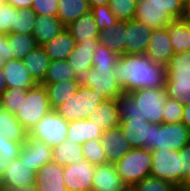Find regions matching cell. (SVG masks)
I'll return each mask as SVG.
<instances>
[{
    "label": "cell",
    "instance_id": "obj_29",
    "mask_svg": "<svg viewBox=\"0 0 190 191\" xmlns=\"http://www.w3.org/2000/svg\"><path fill=\"white\" fill-rule=\"evenodd\" d=\"M22 61L29 74L40 84L44 80L51 62L43 47L37 46L34 50H31Z\"/></svg>",
    "mask_w": 190,
    "mask_h": 191
},
{
    "label": "cell",
    "instance_id": "obj_27",
    "mask_svg": "<svg viewBox=\"0 0 190 191\" xmlns=\"http://www.w3.org/2000/svg\"><path fill=\"white\" fill-rule=\"evenodd\" d=\"M42 85H44L47 90L49 104L51 109L54 110L77 92L81 85V80L69 79Z\"/></svg>",
    "mask_w": 190,
    "mask_h": 191
},
{
    "label": "cell",
    "instance_id": "obj_4",
    "mask_svg": "<svg viewBox=\"0 0 190 191\" xmlns=\"http://www.w3.org/2000/svg\"><path fill=\"white\" fill-rule=\"evenodd\" d=\"M151 151L152 167L150 175L167 180L181 188L187 177V163L183 159V154L173 149Z\"/></svg>",
    "mask_w": 190,
    "mask_h": 191
},
{
    "label": "cell",
    "instance_id": "obj_49",
    "mask_svg": "<svg viewBox=\"0 0 190 191\" xmlns=\"http://www.w3.org/2000/svg\"><path fill=\"white\" fill-rule=\"evenodd\" d=\"M10 60V45H8V34H0V67Z\"/></svg>",
    "mask_w": 190,
    "mask_h": 191
},
{
    "label": "cell",
    "instance_id": "obj_3",
    "mask_svg": "<svg viewBox=\"0 0 190 191\" xmlns=\"http://www.w3.org/2000/svg\"><path fill=\"white\" fill-rule=\"evenodd\" d=\"M167 96L190 104V52L174 54L165 64Z\"/></svg>",
    "mask_w": 190,
    "mask_h": 191
},
{
    "label": "cell",
    "instance_id": "obj_42",
    "mask_svg": "<svg viewBox=\"0 0 190 191\" xmlns=\"http://www.w3.org/2000/svg\"><path fill=\"white\" fill-rule=\"evenodd\" d=\"M109 8L117 20H133L136 15L137 0H110Z\"/></svg>",
    "mask_w": 190,
    "mask_h": 191
},
{
    "label": "cell",
    "instance_id": "obj_26",
    "mask_svg": "<svg viewBox=\"0 0 190 191\" xmlns=\"http://www.w3.org/2000/svg\"><path fill=\"white\" fill-rule=\"evenodd\" d=\"M76 41L65 28L61 33L51 41L42 45L49 59L52 60H67L72 50L76 47Z\"/></svg>",
    "mask_w": 190,
    "mask_h": 191
},
{
    "label": "cell",
    "instance_id": "obj_45",
    "mask_svg": "<svg viewBox=\"0 0 190 191\" xmlns=\"http://www.w3.org/2000/svg\"><path fill=\"white\" fill-rule=\"evenodd\" d=\"M95 18L99 30L109 28L117 21L109 5H97L90 10Z\"/></svg>",
    "mask_w": 190,
    "mask_h": 191
},
{
    "label": "cell",
    "instance_id": "obj_1",
    "mask_svg": "<svg viewBox=\"0 0 190 191\" xmlns=\"http://www.w3.org/2000/svg\"><path fill=\"white\" fill-rule=\"evenodd\" d=\"M113 76L123 92L128 94L141 88L165 87L167 72L165 65L156 63L146 54H123L118 58Z\"/></svg>",
    "mask_w": 190,
    "mask_h": 191
},
{
    "label": "cell",
    "instance_id": "obj_31",
    "mask_svg": "<svg viewBox=\"0 0 190 191\" xmlns=\"http://www.w3.org/2000/svg\"><path fill=\"white\" fill-rule=\"evenodd\" d=\"M6 136L9 141L24 143L28 138V131L18 121L15 114L0 108V135Z\"/></svg>",
    "mask_w": 190,
    "mask_h": 191
},
{
    "label": "cell",
    "instance_id": "obj_10",
    "mask_svg": "<svg viewBox=\"0 0 190 191\" xmlns=\"http://www.w3.org/2000/svg\"><path fill=\"white\" fill-rule=\"evenodd\" d=\"M80 80L81 84L102 94L107 100L117 99L124 93L113 76V69L90 68Z\"/></svg>",
    "mask_w": 190,
    "mask_h": 191
},
{
    "label": "cell",
    "instance_id": "obj_47",
    "mask_svg": "<svg viewBox=\"0 0 190 191\" xmlns=\"http://www.w3.org/2000/svg\"><path fill=\"white\" fill-rule=\"evenodd\" d=\"M31 9L36 15L57 16L58 0H34Z\"/></svg>",
    "mask_w": 190,
    "mask_h": 191
},
{
    "label": "cell",
    "instance_id": "obj_23",
    "mask_svg": "<svg viewBox=\"0 0 190 191\" xmlns=\"http://www.w3.org/2000/svg\"><path fill=\"white\" fill-rule=\"evenodd\" d=\"M98 40L107 49L126 54V21L117 20L109 28L100 30Z\"/></svg>",
    "mask_w": 190,
    "mask_h": 191
},
{
    "label": "cell",
    "instance_id": "obj_2",
    "mask_svg": "<svg viewBox=\"0 0 190 191\" xmlns=\"http://www.w3.org/2000/svg\"><path fill=\"white\" fill-rule=\"evenodd\" d=\"M165 87L141 88L117 98V112L120 121L126 119L146 120L149 123H163V107L167 99Z\"/></svg>",
    "mask_w": 190,
    "mask_h": 191
},
{
    "label": "cell",
    "instance_id": "obj_57",
    "mask_svg": "<svg viewBox=\"0 0 190 191\" xmlns=\"http://www.w3.org/2000/svg\"><path fill=\"white\" fill-rule=\"evenodd\" d=\"M0 191H25V190L16 189L14 187L5 186V185L0 183Z\"/></svg>",
    "mask_w": 190,
    "mask_h": 191
},
{
    "label": "cell",
    "instance_id": "obj_40",
    "mask_svg": "<svg viewBox=\"0 0 190 191\" xmlns=\"http://www.w3.org/2000/svg\"><path fill=\"white\" fill-rule=\"evenodd\" d=\"M130 191H180L175 184L151 175L135 184Z\"/></svg>",
    "mask_w": 190,
    "mask_h": 191
},
{
    "label": "cell",
    "instance_id": "obj_21",
    "mask_svg": "<svg viewBox=\"0 0 190 191\" xmlns=\"http://www.w3.org/2000/svg\"><path fill=\"white\" fill-rule=\"evenodd\" d=\"M104 130L89 119L69 121L66 140L83 145L93 139H101Z\"/></svg>",
    "mask_w": 190,
    "mask_h": 191
},
{
    "label": "cell",
    "instance_id": "obj_38",
    "mask_svg": "<svg viewBox=\"0 0 190 191\" xmlns=\"http://www.w3.org/2000/svg\"><path fill=\"white\" fill-rule=\"evenodd\" d=\"M119 54L109 50L104 44H98L92 56L94 69H114L119 58Z\"/></svg>",
    "mask_w": 190,
    "mask_h": 191
},
{
    "label": "cell",
    "instance_id": "obj_22",
    "mask_svg": "<svg viewBox=\"0 0 190 191\" xmlns=\"http://www.w3.org/2000/svg\"><path fill=\"white\" fill-rule=\"evenodd\" d=\"M146 120L126 119L119 128L132 148L148 149L149 125Z\"/></svg>",
    "mask_w": 190,
    "mask_h": 191
},
{
    "label": "cell",
    "instance_id": "obj_12",
    "mask_svg": "<svg viewBox=\"0 0 190 191\" xmlns=\"http://www.w3.org/2000/svg\"><path fill=\"white\" fill-rule=\"evenodd\" d=\"M35 180L36 172L31 170L20 158H15L5 170L0 183L16 189L32 191L35 185Z\"/></svg>",
    "mask_w": 190,
    "mask_h": 191
},
{
    "label": "cell",
    "instance_id": "obj_25",
    "mask_svg": "<svg viewBox=\"0 0 190 191\" xmlns=\"http://www.w3.org/2000/svg\"><path fill=\"white\" fill-rule=\"evenodd\" d=\"M135 20L151 29L166 28L174 19L156 5H136Z\"/></svg>",
    "mask_w": 190,
    "mask_h": 191
},
{
    "label": "cell",
    "instance_id": "obj_61",
    "mask_svg": "<svg viewBox=\"0 0 190 191\" xmlns=\"http://www.w3.org/2000/svg\"><path fill=\"white\" fill-rule=\"evenodd\" d=\"M180 191H190L188 188H180Z\"/></svg>",
    "mask_w": 190,
    "mask_h": 191
},
{
    "label": "cell",
    "instance_id": "obj_32",
    "mask_svg": "<svg viewBox=\"0 0 190 191\" xmlns=\"http://www.w3.org/2000/svg\"><path fill=\"white\" fill-rule=\"evenodd\" d=\"M90 10L87 0H58L57 18L66 27Z\"/></svg>",
    "mask_w": 190,
    "mask_h": 191
},
{
    "label": "cell",
    "instance_id": "obj_54",
    "mask_svg": "<svg viewBox=\"0 0 190 191\" xmlns=\"http://www.w3.org/2000/svg\"><path fill=\"white\" fill-rule=\"evenodd\" d=\"M7 89V84L4 77L3 67H0V96Z\"/></svg>",
    "mask_w": 190,
    "mask_h": 191
},
{
    "label": "cell",
    "instance_id": "obj_33",
    "mask_svg": "<svg viewBox=\"0 0 190 191\" xmlns=\"http://www.w3.org/2000/svg\"><path fill=\"white\" fill-rule=\"evenodd\" d=\"M175 54L190 52V29L183 19H175L166 27Z\"/></svg>",
    "mask_w": 190,
    "mask_h": 191
},
{
    "label": "cell",
    "instance_id": "obj_5",
    "mask_svg": "<svg viewBox=\"0 0 190 191\" xmlns=\"http://www.w3.org/2000/svg\"><path fill=\"white\" fill-rule=\"evenodd\" d=\"M114 165L123 184L128 189H131L143 178L150 175L152 151L143 148H131Z\"/></svg>",
    "mask_w": 190,
    "mask_h": 191
},
{
    "label": "cell",
    "instance_id": "obj_48",
    "mask_svg": "<svg viewBox=\"0 0 190 191\" xmlns=\"http://www.w3.org/2000/svg\"><path fill=\"white\" fill-rule=\"evenodd\" d=\"M23 143L9 141L3 134L0 135V155L19 158Z\"/></svg>",
    "mask_w": 190,
    "mask_h": 191
},
{
    "label": "cell",
    "instance_id": "obj_51",
    "mask_svg": "<svg viewBox=\"0 0 190 191\" xmlns=\"http://www.w3.org/2000/svg\"><path fill=\"white\" fill-rule=\"evenodd\" d=\"M34 0H7V3L15 7L19 8H31Z\"/></svg>",
    "mask_w": 190,
    "mask_h": 191
},
{
    "label": "cell",
    "instance_id": "obj_14",
    "mask_svg": "<svg viewBox=\"0 0 190 191\" xmlns=\"http://www.w3.org/2000/svg\"><path fill=\"white\" fill-rule=\"evenodd\" d=\"M63 165L51 161L36 172L32 191H68L64 184Z\"/></svg>",
    "mask_w": 190,
    "mask_h": 191
},
{
    "label": "cell",
    "instance_id": "obj_55",
    "mask_svg": "<svg viewBox=\"0 0 190 191\" xmlns=\"http://www.w3.org/2000/svg\"><path fill=\"white\" fill-rule=\"evenodd\" d=\"M90 8L97 5H108L110 0H87Z\"/></svg>",
    "mask_w": 190,
    "mask_h": 191
},
{
    "label": "cell",
    "instance_id": "obj_15",
    "mask_svg": "<svg viewBox=\"0 0 190 191\" xmlns=\"http://www.w3.org/2000/svg\"><path fill=\"white\" fill-rule=\"evenodd\" d=\"M153 29L133 19L126 21V54H145L149 47Z\"/></svg>",
    "mask_w": 190,
    "mask_h": 191
},
{
    "label": "cell",
    "instance_id": "obj_16",
    "mask_svg": "<svg viewBox=\"0 0 190 191\" xmlns=\"http://www.w3.org/2000/svg\"><path fill=\"white\" fill-rule=\"evenodd\" d=\"M98 44V38L81 40V42L76 44V47L67 58L68 64L74 69L79 79H81L90 68H93L92 56Z\"/></svg>",
    "mask_w": 190,
    "mask_h": 191
},
{
    "label": "cell",
    "instance_id": "obj_8",
    "mask_svg": "<svg viewBox=\"0 0 190 191\" xmlns=\"http://www.w3.org/2000/svg\"><path fill=\"white\" fill-rule=\"evenodd\" d=\"M51 110L45 86L37 84L27 90L26 96L22 99V104L15 116L24 128L29 131Z\"/></svg>",
    "mask_w": 190,
    "mask_h": 191
},
{
    "label": "cell",
    "instance_id": "obj_20",
    "mask_svg": "<svg viewBox=\"0 0 190 191\" xmlns=\"http://www.w3.org/2000/svg\"><path fill=\"white\" fill-rule=\"evenodd\" d=\"M3 72L7 88L29 89L38 83L33 79L24 67L20 59H11L3 66Z\"/></svg>",
    "mask_w": 190,
    "mask_h": 191
},
{
    "label": "cell",
    "instance_id": "obj_24",
    "mask_svg": "<svg viewBox=\"0 0 190 191\" xmlns=\"http://www.w3.org/2000/svg\"><path fill=\"white\" fill-rule=\"evenodd\" d=\"M63 29L65 26L57 16L36 15L32 35L38 46H42L57 37Z\"/></svg>",
    "mask_w": 190,
    "mask_h": 191
},
{
    "label": "cell",
    "instance_id": "obj_56",
    "mask_svg": "<svg viewBox=\"0 0 190 191\" xmlns=\"http://www.w3.org/2000/svg\"><path fill=\"white\" fill-rule=\"evenodd\" d=\"M181 188L190 189V163L187 164V177L183 182V186Z\"/></svg>",
    "mask_w": 190,
    "mask_h": 191
},
{
    "label": "cell",
    "instance_id": "obj_50",
    "mask_svg": "<svg viewBox=\"0 0 190 191\" xmlns=\"http://www.w3.org/2000/svg\"><path fill=\"white\" fill-rule=\"evenodd\" d=\"M14 156H4L0 155V181L4 176L5 170L8 168L9 164L14 160Z\"/></svg>",
    "mask_w": 190,
    "mask_h": 191
},
{
    "label": "cell",
    "instance_id": "obj_46",
    "mask_svg": "<svg viewBox=\"0 0 190 191\" xmlns=\"http://www.w3.org/2000/svg\"><path fill=\"white\" fill-rule=\"evenodd\" d=\"M17 9L12 5L5 3L0 5V34L13 32V25Z\"/></svg>",
    "mask_w": 190,
    "mask_h": 191
},
{
    "label": "cell",
    "instance_id": "obj_41",
    "mask_svg": "<svg viewBox=\"0 0 190 191\" xmlns=\"http://www.w3.org/2000/svg\"><path fill=\"white\" fill-rule=\"evenodd\" d=\"M84 160L94 164L101 165L107 163V155L103 151L101 139H93L82 145Z\"/></svg>",
    "mask_w": 190,
    "mask_h": 191
},
{
    "label": "cell",
    "instance_id": "obj_6",
    "mask_svg": "<svg viewBox=\"0 0 190 191\" xmlns=\"http://www.w3.org/2000/svg\"><path fill=\"white\" fill-rule=\"evenodd\" d=\"M189 142L190 131L182 122L149 125L148 150L180 151Z\"/></svg>",
    "mask_w": 190,
    "mask_h": 191
},
{
    "label": "cell",
    "instance_id": "obj_43",
    "mask_svg": "<svg viewBox=\"0 0 190 191\" xmlns=\"http://www.w3.org/2000/svg\"><path fill=\"white\" fill-rule=\"evenodd\" d=\"M137 5H156L174 20L182 19L184 13V0H137Z\"/></svg>",
    "mask_w": 190,
    "mask_h": 191
},
{
    "label": "cell",
    "instance_id": "obj_17",
    "mask_svg": "<svg viewBox=\"0 0 190 191\" xmlns=\"http://www.w3.org/2000/svg\"><path fill=\"white\" fill-rule=\"evenodd\" d=\"M101 144L107 155V163L114 164L132 148L119 126L103 132Z\"/></svg>",
    "mask_w": 190,
    "mask_h": 191
},
{
    "label": "cell",
    "instance_id": "obj_13",
    "mask_svg": "<svg viewBox=\"0 0 190 191\" xmlns=\"http://www.w3.org/2000/svg\"><path fill=\"white\" fill-rule=\"evenodd\" d=\"M52 148L37 139L27 138L20 150L19 158L31 170L37 172L43 165L52 161Z\"/></svg>",
    "mask_w": 190,
    "mask_h": 191
},
{
    "label": "cell",
    "instance_id": "obj_34",
    "mask_svg": "<svg viewBox=\"0 0 190 191\" xmlns=\"http://www.w3.org/2000/svg\"><path fill=\"white\" fill-rule=\"evenodd\" d=\"M52 161L59 165H69L84 159L82 145L70 141H63L52 148Z\"/></svg>",
    "mask_w": 190,
    "mask_h": 191
},
{
    "label": "cell",
    "instance_id": "obj_59",
    "mask_svg": "<svg viewBox=\"0 0 190 191\" xmlns=\"http://www.w3.org/2000/svg\"><path fill=\"white\" fill-rule=\"evenodd\" d=\"M182 19L186 23V26L190 29V15H183Z\"/></svg>",
    "mask_w": 190,
    "mask_h": 191
},
{
    "label": "cell",
    "instance_id": "obj_53",
    "mask_svg": "<svg viewBox=\"0 0 190 191\" xmlns=\"http://www.w3.org/2000/svg\"><path fill=\"white\" fill-rule=\"evenodd\" d=\"M180 152L183 154V159L185 160V163H190V142L187 143Z\"/></svg>",
    "mask_w": 190,
    "mask_h": 191
},
{
    "label": "cell",
    "instance_id": "obj_37",
    "mask_svg": "<svg viewBox=\"0 0 190 191\" xmlns=\"http://www.w3.org/2000/svg\"><path fill=\"white\" fill-rule=\"evenodd\" d=\"M27 90L7 88L0 96V108L11 114H16L22 104V99L26 96Z\"/></svg>",
    "mask_w": 190,
    "mask_h": 191
},
{
    "label": "cell",
    "instance_id": "obj_58",
    "mask_svg": "<svg viewBox=\"0 0 190 191\" xmlns=\"http://www.w3.org/2000/svg\"><path fill=\"white\" fill-rule=\"evenodd\" d=\"M183 15H190V0H184V13Z\"/></svg>",
    "mask_w": 190,
    "mask_h": 191
},
{
    "label": "cell",
    "instance_id": "obj_36",
    "mask_svg": "<svg viewBox=\"0 0 190 191\" xmlns=\"http://www.w3.org/2000/svg\"><path fill=\"white\" fill-rule=\"evenodd\" d=\"M80 80L67 60H52L44 80L40 84H49L64 80Z\"/></svg>",
    "mask_w": 190,
    "mask_h": 191
},
{
    "label": "cell",
    "instance_id": "obj_35",
    "mask_svg": "<svg viewBox=\"0 0 190 191\" xmlns=\"http://www.w3.org/2000/svg\"><path fill=\"white\" fill-rule=\"evenodd\" d=\"M8 45H10V60H23L26 55L34 50L38 44L32 34L8 33Z\"/></svg>",
    "mask_w": 190,
    "mask_h": 191
},
{
    "label": "cell",
    "instance_id": "obj_30",
    "mask_svg": "<svg viewBox=\"0 0 190 191\" xmlns=\"http://www.w3.org/2000/svg\"><path fill=\"white\" fill-rule=\"evenodd\" d=\"M76 43L89 38H98L100 30L91 11L83 14L79 19L65 27Z\"/></svg>",
    "mask_w": 190,
    "mask_h": 191
},
{
    "label": "cell",
    "instance_id": "obj_18",
    "mask_svg": "<svg viewBox=\"0 0 190 191\" xmlns=\"http://www.w3.org/2000/svg\"><path fill=\"white\" fill-rule=\"evenodd\" d=\"M92 191H130L120 178L114 164L96 165Z\"/></svg>",
    "mask_w": 190,
    "mask_h": 191
},
{
    "label": "cell",
    "instance_id": "obj_7",
    "mask_svg": "<svg viewBox=\"0 0 190 191\" xmlns=\"http://www.w3.org/2000/svg\"><path fill=\"white\" fill-rule=\"evenodd\" d=\"M106 100L102 94L81 84L74 95L54 110L67 121L88 119L93 109Z\"/></svg>",
    "mask_w": 190,
    "mask_h": 191
},
{
    "label": "cell",
    "instance_id": "obj_9",
    "mask_svg": "<svg viewBox=\"0 0 190 191\" xmlns=\"http://www.w3.org/2000/svg\"><path fill=\"white\" fill-rule=\"evenodd\" d=\"M68 126L69 121L51 110L28 131V138L37 139L53 148L66 140Z\"/></svg>",
    "mask_w": 190,
    "mask_h": 191
},
{
    "label": "cell",
    "instance_id": "obj_39",
    "mask_svg": "<svg viewBox=\"0 0 190 191\" xmlns=\"http://www.w3.org/2000/svg\"><path fill=\"white\" fill-rule=\"evenodd\" d=\"M35 18L36 14L31 8L17 9L12 33L33 34Z\"/></svg>",
    "mask_w": 190,
    "mask_h": 191
},
{
    "label": "cell",
    "instance_id": "obj_28",
    "mask_svg": "<svg viewBox=\"0 0 190 191\" xmlns=\"http://www.w3.org/2000/svg\"><path fill=\"white\" fill-rule=\"evenodd\" d=\"M88 119L96 123L104 131L119 126L117 99L106 100L99 104L98 107L93 109Z\"/></svg>",
    "mask_w": 190,
    "mask_h": 191
},
{
    "label": "cell",
    "instance_id": "obj_60",
    "mask_svg": "<svg viewBox=\"0 0 190 191\" xmlns=\"http://www.w3.org/2000/svg\"><path fill=\"white\" fill-rule=\"evenodd\" d=\"M7 3V0H0V5Z\"/></svg>",
    "mask_w": 190,
    "mask_h": 191
},
{
    "label": "cell",
    "instance_id": "obj_44",
    "mask_svg": "<svg viewBox=\"0 0 190 191\" xmlns=\"http://www.w3.org/2000/svg\"><path fill=\"white\" fill-rule=\"evenodd\" d=\"M184 105L178 99L167 97L163 107V123H179L183 119Z\"/></svg>",
    "mask_w": 190,
    "mask_h": 191
},
{
    "label": "cell",
    "instance_id": "obj_19",
    "mask_svg": "<svg viewBox=\"0 0 190 191\" xmlns=\"http://www.w3.org/2000/svg\"><path fill=\"white\" fill-rule=\"evenodd\" d=\"M145 54L151 60L163 65L175 54L166 28L154 29L152 31L149 47Z\"/></svg>",
    "mask_w": 190,
    "mask_h": 191
},
{
    "label": "cell",
    "instance_id": "obj_52",
    "mask_svg": "<svg viewBox=\"0 0 190 191\" xmlns=\"http://www.w3.org/2000/svg\"><path fill=\"white\" fill-rule=\"evenodd\" d=\"M182 123L190 131V104H185L184 107H183V119H182Z\"/></svg>",
    "mask_w": 190,
    "mask_h": 191
},
{
    "label": "cell",
    "instance_id": "obj_11",
    "mask_svg": "<svg viewBox=\"0 0 190 191\" xmlns=\"http://www.w3.org/2000/svg\"><path fill=\"white\" fill-rule=\"evenodd\" d=\"M96 165L82 160L63 166L64 184L68 191H92Z\"/></svg>",
    "mask_w": 190,
    "mask_h": 191
}]
</instances>
